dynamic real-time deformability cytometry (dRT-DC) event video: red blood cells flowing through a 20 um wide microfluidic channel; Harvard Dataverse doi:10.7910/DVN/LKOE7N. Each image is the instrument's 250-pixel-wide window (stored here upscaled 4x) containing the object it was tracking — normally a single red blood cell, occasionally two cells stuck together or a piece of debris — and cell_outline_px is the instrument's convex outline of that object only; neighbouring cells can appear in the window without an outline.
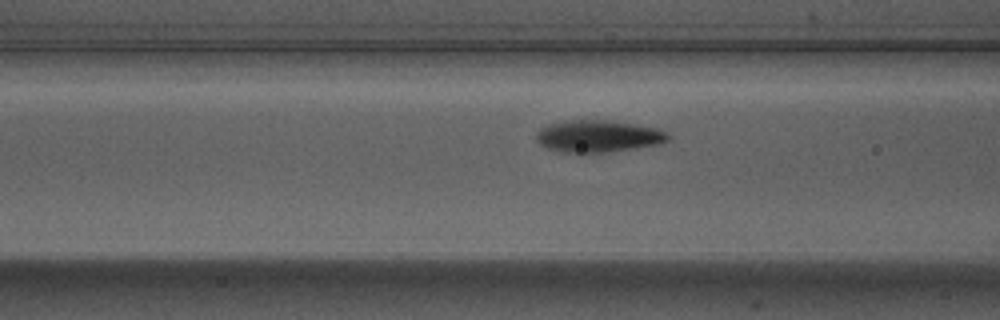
{"species": "Egyptian fruit bat (a non-hibernating species)", "species_latin": "Rousettus aegyptiacus", "temperature_condition": "warm", "stored_images_in_passage": 15, "camera_frame_rate_fps": 3000, "um_per_image_px": 0.085, "animal": {"sex": "male"}, "frame": {"image": 1, "passage_image": 13, "time_ms": 4.0, "image_size_px": [1000, 320], "cell_outline_px": [[672, 136], [668, 140], [660, 144], [604, 152], [560, 152], [548, 148], [540, 144], [536, 140], [536, 132], [540, 128], [548, 124], [564, 120], [608, 120], [656, 128], [668, 132]], "centroid_in_image_um": [50.83, 11.56], "position_along_channel_um": 115.8, "area_um2": 24.51}}